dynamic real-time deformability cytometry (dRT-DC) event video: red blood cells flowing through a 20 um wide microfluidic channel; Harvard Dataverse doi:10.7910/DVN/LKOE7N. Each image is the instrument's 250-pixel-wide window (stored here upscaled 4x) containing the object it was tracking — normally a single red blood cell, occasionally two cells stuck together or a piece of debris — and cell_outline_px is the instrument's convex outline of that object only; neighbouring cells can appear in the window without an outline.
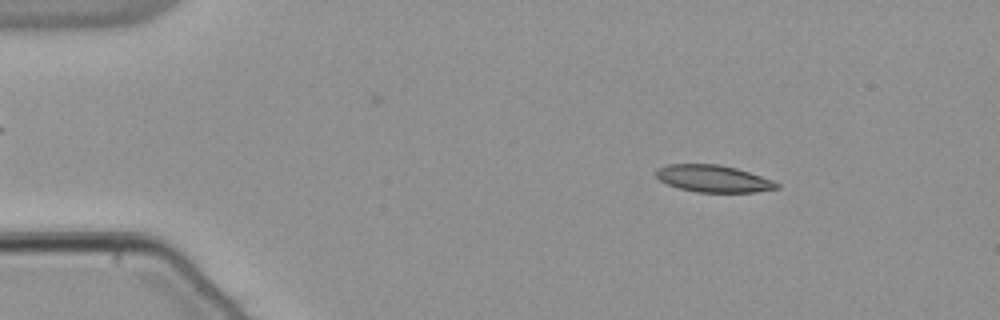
{"species": "common noctule bat (a hibernating species)", "species_latin": "Nyctalus noctula", "temperature_condition": "warm", "stored_images_in_passage": 54, "camera_frame_rate_fps": 3000, "um_per_image_px": 0.085, "animal": {"sex": "male", "body_mass_g": 21.5, "forearm_length_mm": 52.0}, "frame": {"image": 1, "passage_image": 8, "time_ms": 2.333, "image_size_px": [1000, 320], "cell_outline_px": [[780, 188], [756, 192], [696, 192], [680, 188], [668, 184], [660, 180], [656, 176], [656, 168], [668, 164], [720, 164], [736, 168], [772, 180], [780, 184]], "centroid_in_image_um": [60.63, 15.18], "position_along_channel_um": 24.4, "area_um2": 18.96}}
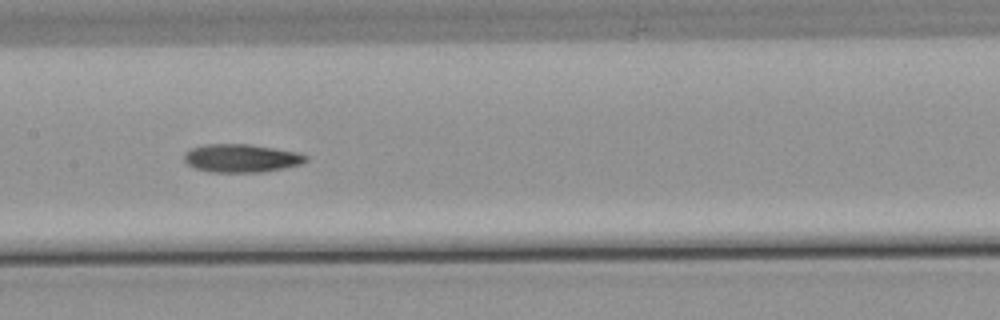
{"frame": {"image": 2, "passage_image": 27, "time_ms": 8.667, "image_size_px": [1000, 320], "cell_outline_px": [[308, 160], [304, 164], [264, 172], [208, 172], [196, 168], [188, 164], [184, 160], [184, 152], [192, 148], [204, 144], [248, 144], [296, 152], [308, 156]], "centroid_in_image_um": [20.52, 13.45], "position_along_channel_um": 186.9, "area_um2": 20.06}}
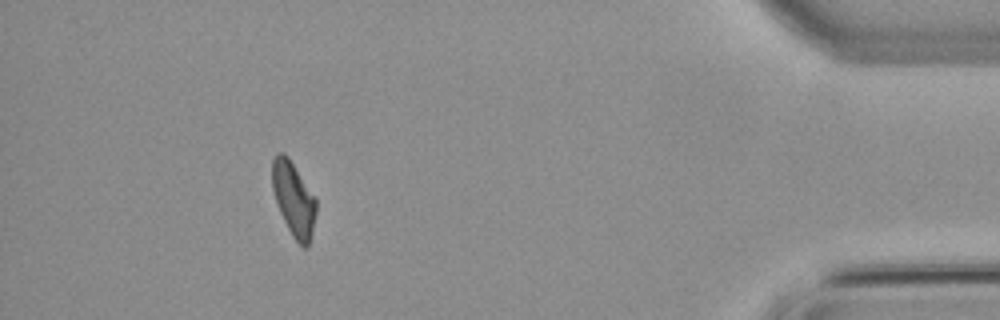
{"frame": {"image": 3, "passage_image": 49, "time_ms": 16.0, "image_size_px": [1000, 320], "cell_outline_px": [[316, 212], [312, 232], [308, 248], [304, 248], [292, 236], [276, 204], [272, 188], [272, 160], [276, 152], [284, 152], [288, 156], [316, 200]], "centroid_in_image_um": [24.93, 16.91], "position_along_channel_um": 410.3, "area_um2": 18.84}, "authors_computed_cell_mechanics": {"area_um2": 19.4786, "velocity_mm_per_s": 3.8244, "shape_relaxation_time_tau1_ms": null, "shape_relaxation_time_tau2_ms": 8.9283, "deformation_change_tau1": null, "deformation_change_tau2": 0.19}}